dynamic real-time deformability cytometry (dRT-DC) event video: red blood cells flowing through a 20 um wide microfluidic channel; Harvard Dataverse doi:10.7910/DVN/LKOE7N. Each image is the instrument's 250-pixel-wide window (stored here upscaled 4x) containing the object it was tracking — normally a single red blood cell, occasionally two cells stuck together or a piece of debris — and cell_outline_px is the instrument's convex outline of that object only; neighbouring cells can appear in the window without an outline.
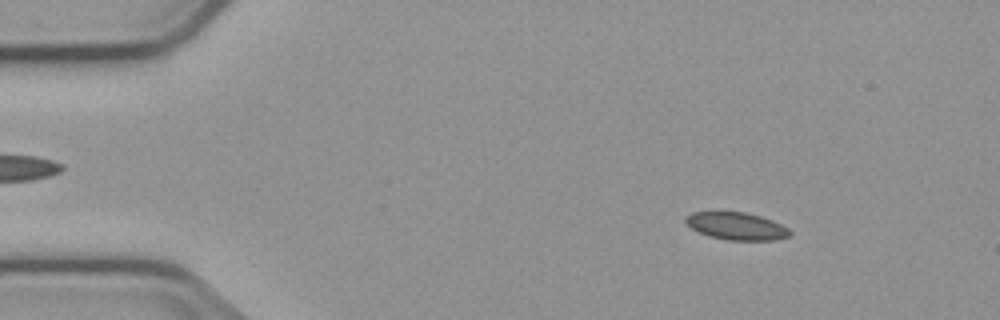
{"species": "common noctule bat (a hibernating species)", "species_latin": "Nyctalus noctula", "temperature_condition": "cold", "stored_images_in_passage": 4, "camera_frame_rate_fps": 3000, "um_per_image_px": 0.085, "animal": {"sex": "male", "body_mass_g": 23.1, "forearm_length_mm": 52.7}, "frame": {"image": 1, "passage_image": 1, "time_ms": 0.0, "image_size_px": [1000, 320], "cell_outline_px": [[792, 236], [776, 240], [728, 240], [708, 236], [692, 228], [684, 220], [684, 216], [692, 212], [716, 208], [744, 212], [760, 216], [772, 220], [788, 228], [792, 232]], "centroid_in_image_um": [62.55, 19.17], "position_along_channel_um": 22.4, "area_um2": 17.46}}
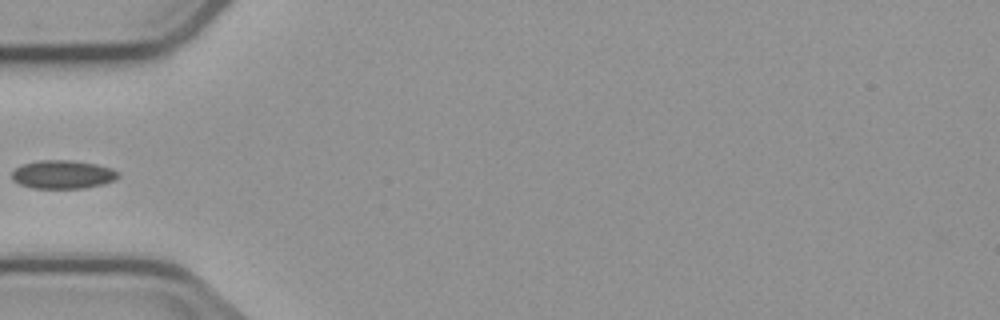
{"frame": {"image": 2, "passage_image": 4, "time_ms": 3.667, "image_size_px": [1000, 320], "cell_outline_px": [[120, 176], [116, 180], [104, 184], [84, 188], [32, 188], [20, 184], [12, 180], [12, 172], [16, 168], [24, 164], [40, 160], [72, 160], [96, 164], [112, 168], [120, 172]], "centroid_in_image_um": [5.39, 14.83], "position_along_channel_um": 79.6, "area_um2": 17.74}}